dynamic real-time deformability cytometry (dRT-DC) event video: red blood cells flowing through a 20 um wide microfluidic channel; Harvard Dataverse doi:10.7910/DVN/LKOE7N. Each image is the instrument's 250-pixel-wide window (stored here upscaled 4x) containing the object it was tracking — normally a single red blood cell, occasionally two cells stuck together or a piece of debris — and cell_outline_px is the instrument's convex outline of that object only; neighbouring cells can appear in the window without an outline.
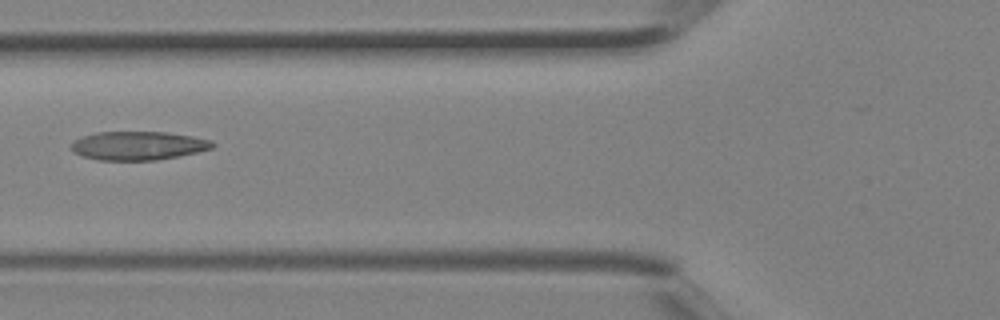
{"species": "Egyptian fruit bat (a non-hibernating species)", "species_latin": "Rousettus aegyptiacus", "temperature_condition": "room temperature", "stored_images_in_passage": 5, "camera_frame_rate_fps": 3000, "um_per_image_px": 0.085, "animal": {"sex": "female"}, "frame": {"image": 1, "passage_image": 5, "time_ms": 1.333, "image_size_px": [1000, 320], "cell_outline_px": [[216, 144], [212, 148], [196, 152], [156, 160], [100, 160], [84, 156], [72, 152], [72, 144], [76, 140], [84, 136], [96, 132], [164, 132], [192, 136], [212, 140]], "centroid_in_image_um": [11.76, 12.38], "position_along_channel_um": 114.0, "area_um2": 23.29}}